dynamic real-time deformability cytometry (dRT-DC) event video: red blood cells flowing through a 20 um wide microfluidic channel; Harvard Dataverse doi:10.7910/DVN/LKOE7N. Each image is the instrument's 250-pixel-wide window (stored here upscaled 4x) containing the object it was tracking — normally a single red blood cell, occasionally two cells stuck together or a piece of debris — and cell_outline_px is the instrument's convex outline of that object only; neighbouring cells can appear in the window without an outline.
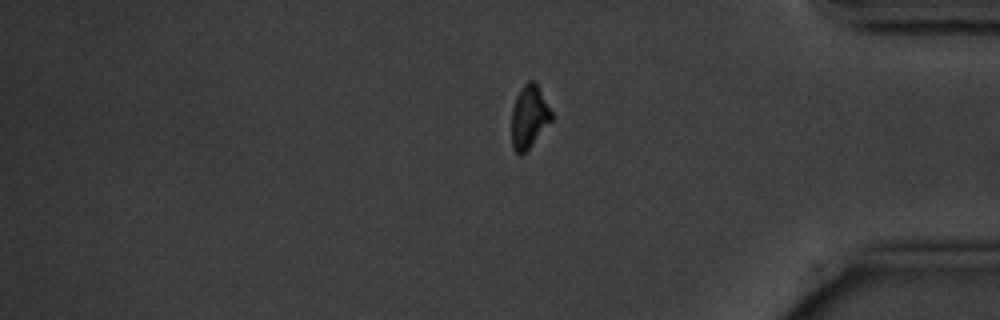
{"species": "common noctule bat (a hibernating species)", "species_latin": "Nyctalus noctula", "temperature_condition": "cold", "stored_images_in_passage": 16, "segment_of_instrument_passage": [2, 2], "camera_frame_rate_fps": 3000, "um_per_image_px": 0.085, "animal": {"sex": "male", "body_mass_g": 20.1, "forearm_length_mm": 53.5}, "frame": {"image": 1, "passage_image": 16, "time_ms": 19.333, "image_size_px": [1000, 320], "cell_outline_px": [[552, 120], [528, 148], [520, 156], [512, 148], [512, 108], [516, 96], [524, 84], [528, 80], [532, 80], [536, 84], [552, 112]], "centroid_in_image_um": [44.95, 9.93], "position_along_channel_um": 390.2, "area_um2": 14.28}}